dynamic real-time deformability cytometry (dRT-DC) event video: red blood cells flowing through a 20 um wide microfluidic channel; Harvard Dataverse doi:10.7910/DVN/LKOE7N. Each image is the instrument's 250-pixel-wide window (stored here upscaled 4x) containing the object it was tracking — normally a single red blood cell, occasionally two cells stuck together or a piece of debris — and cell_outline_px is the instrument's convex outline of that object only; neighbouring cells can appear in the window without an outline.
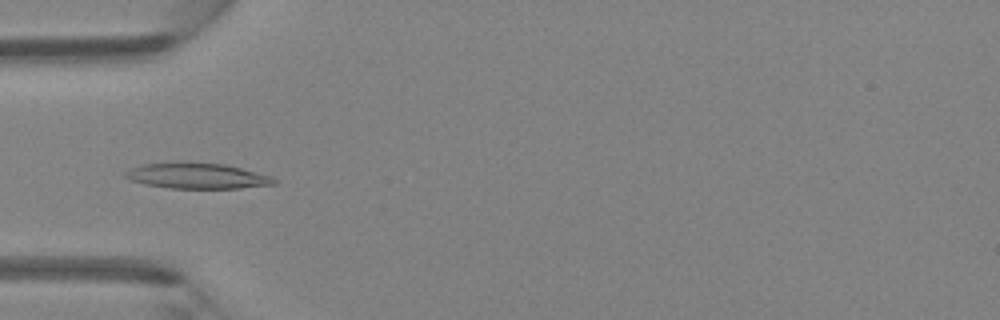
{"species": "Egyptian fruit bat (a non-hibernating species)", "species_latin": "Rousettus aegyptiacus", "temperature_condition": "room temperature", "stored_images_in_passage": 46, "camera_frame_rate_fps": 3000, "um_per_image_px": 0.085, "animal": {"sex": "female"}, "frame": {"image": 1, "passage_image": 15, "time_ms": 4.667, "image_size_px": [1000, 320], "cell_outline_px": [[276, 184], [240, 188], [168, 188], [144, 184], [128, 180], [124, 176], [124, 172], [128, 168], [144, 164], [184, 160], [224, 164], [272, 176], [276, 180]], "centroid_in_image_um": [16.68, 14.92], "position_along_channel_um": 68.3, "area_um2": 22.77}}
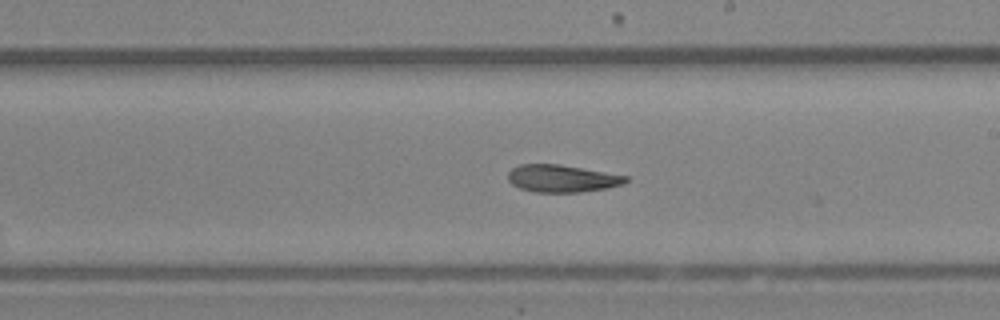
{"frame": {"image": 2, "passage_image": 27, "time_ms": 8.667, "image_size_px": [1000, 320], "cell_outline_px": [[628, 180], [624, 184], [608, 188], [580, 192], [536, 192], [520, 188], [512, 184], [508, 180], [508, 172], [512, 168], [520, 164], [560, 164], [628, 176]], "centroid_in_image_um": [47.77, 15.17], "position_along_channel_um": 241.2, "area_um2": 18.79}}
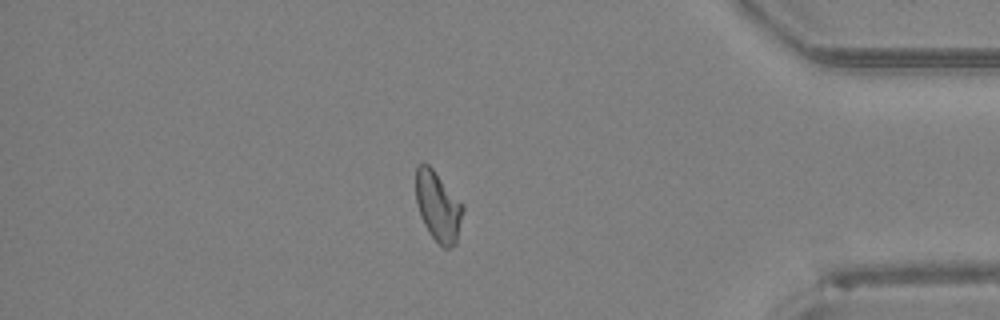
{"frame": {"image": 3, "passage_image": 40, "time_ms": 13.0, "image_size_px": [1000, 320], "cell_outline_px": [[464, 208], [456, 244], [448, 248], [444, 248], [428, 232], [420, 216], [416, 204], [416, 168], [420, 164], [428, 164], [432, 168], [464, 204]], "centroid_in_image_um": [37.24, 17.55], "position_along_channel_um": 398.0, "area_um2": 19.13}}